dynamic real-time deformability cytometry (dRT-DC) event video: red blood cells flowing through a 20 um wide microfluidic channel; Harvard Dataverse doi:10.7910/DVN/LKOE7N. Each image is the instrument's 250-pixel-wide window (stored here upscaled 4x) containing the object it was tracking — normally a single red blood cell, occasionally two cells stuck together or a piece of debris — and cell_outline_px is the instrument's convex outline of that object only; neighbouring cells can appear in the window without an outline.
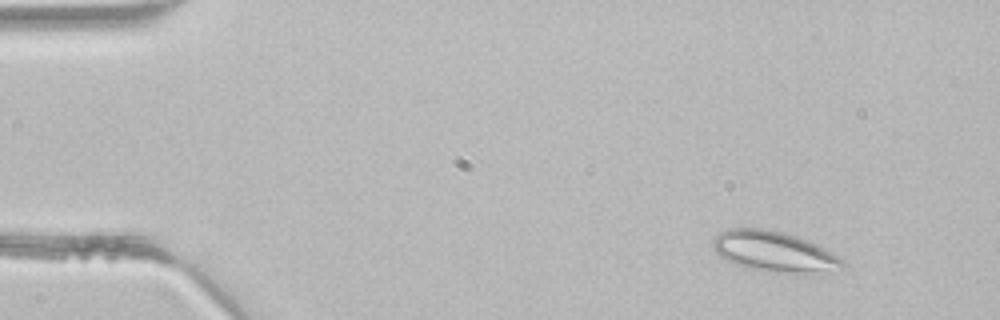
{"species": "common noctule bat (a hibernating species)", "species_latin": "Nyctalus noctula", "temperature_condition": "room temperature", "stored_images_in_passage": 42, "camera_frame_rate_fps": 3000, "um_per_image_px": 0.085, "animal": {"sex": "male", "body_mass_g": 21.5, "forearm_length_mm": 52.0}, "frame": {"image": 1, "passage_image": 1, "time_ms": 0.0, "image_size_px": [1000, 320], "cell_outline_px": [[844, 264], [840, 268], [820, 276], [796, 276], [748, 268], [732, 264], [720, 256], [712, 248], [712, 240], [720, 232], [728, 228], [764, 228], [784, 232], [808, 240], [824, 248], [836, 256]], "centroid_in_image_um": [65.82, 21.44], "position_along_channel_um": 19.2, "area_um2": 31.56}}
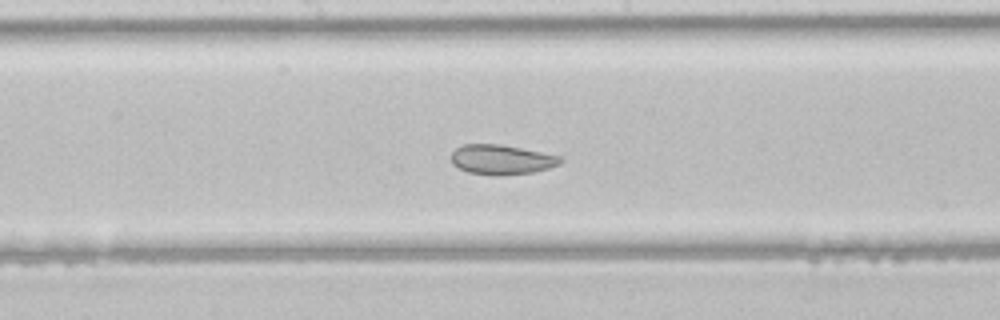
{"frame": {"image": 2, "passage_image": 20, "time_ms": 6.333, "image_size_px": [1000, 320], "cell_outline_px": [[564, 160], [560, 164], [548, 168], [532, 172], [500, 176], [492, 176], [468, 172], [452, 164], [452, 152], [456, 148], [464, 144], [500, 144], [560, 156]], "centroid_in_image_um": [42.62, 13.57], "position_along_channel_um": 205.6, "area_um2": 18.9}}
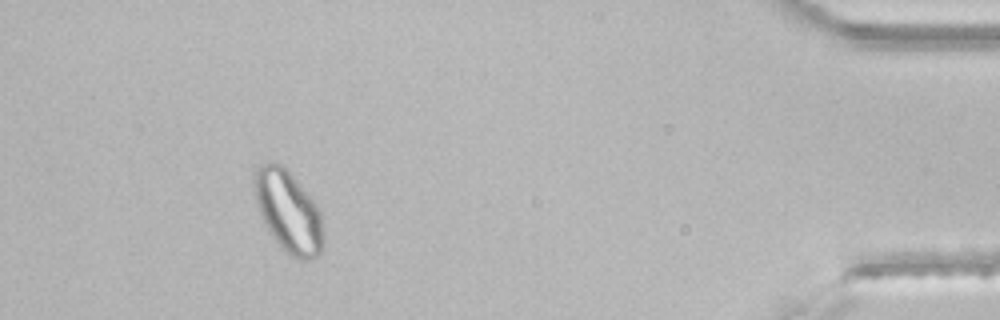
{"frame": {"image": 3, "passage_image": 38, "time_ms": 12.333, "image_size_px": [1000, 320], "cell_outline_px": [[324, 232], [320, 252], [316, 256], [308, 260], [300, 260], [292, 256], [272, 236], [260, 212], [256, 200], [256, 172], [268, 160], [284, 164], [316, 204], [320, 212]], "centroid_in_image_um": [24.56, 17.96], "position_along_channel_um": 410.6, "area_um2": 32.02}}